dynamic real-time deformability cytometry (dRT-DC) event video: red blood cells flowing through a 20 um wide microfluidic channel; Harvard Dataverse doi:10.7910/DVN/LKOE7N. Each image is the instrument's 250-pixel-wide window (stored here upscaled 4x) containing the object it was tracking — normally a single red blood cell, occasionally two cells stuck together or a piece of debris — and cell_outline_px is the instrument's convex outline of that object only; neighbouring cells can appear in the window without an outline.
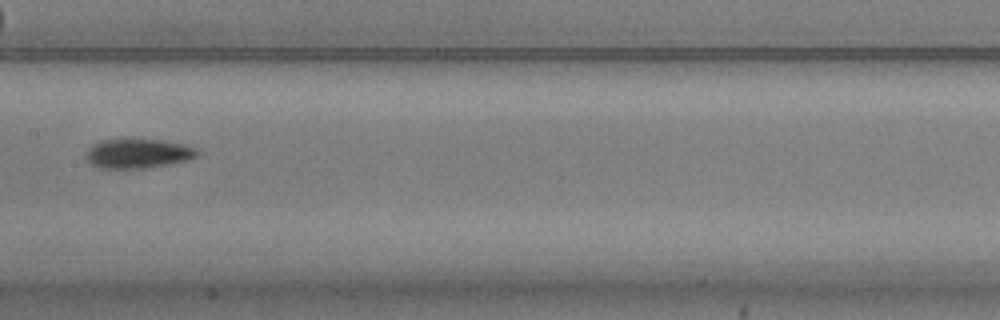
{"species": "common noctule bat (a hibernating species)", "species_latin": "Nyctalus noctula", "temperature_condition": "warm", "stored_images_in_passage": 10, "camera_frame_rate_fps": 3000, "um_per_image_px": 0.085, "animal": {"sex": "male", "body_mass_g": 20.5, "forearm_length_mm": 52.5}, "frame": {"image": 1, "passage_image": 7, "time_ms": 2.0, "image_size_px": [1000, 320], "cell_outline_px": [[200, 152], [196, 156], [188, 160], [168, 164], [144, 168], [100, 168], [92, 164], [88, 160], [88, 148], [92, 144], [100, 140], [124, 136], [160, 140], [184, 144], [196, 148]], "centroid_in_image_um": [11.72, 12.99], "position_along_channel_um": 195.7, "area_um2": 19.59}}
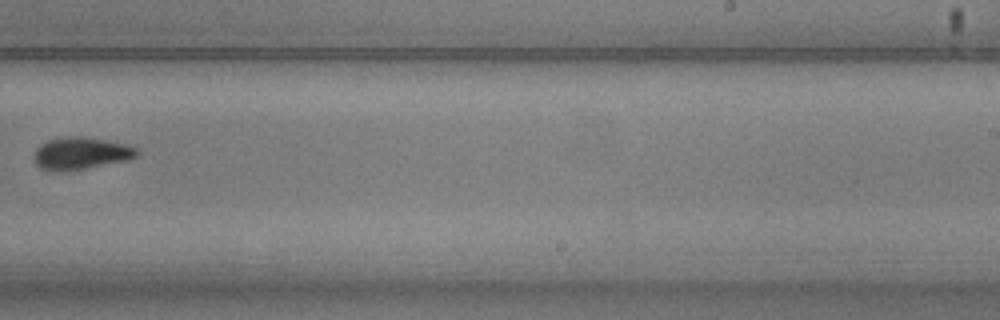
{"frame": {"image": 2, "passage_image": 9, "time_ms": 2.667, "image_size_px": [1000, 320], "cell_outline_px": [[140, 152], [136, 156], [128, 160], [84, 168], [60, 172], [48, 172], [40, 168], [36, 164], [36, 148], [40, 144], [48, 140], [68, 136], [80, 136], [104, 140], [124, 144], [136, 148]], "centroid_in_image_um": [6.85, 13.04], "position_along_channel_um": 282.2, "area_um2": 19.13}}
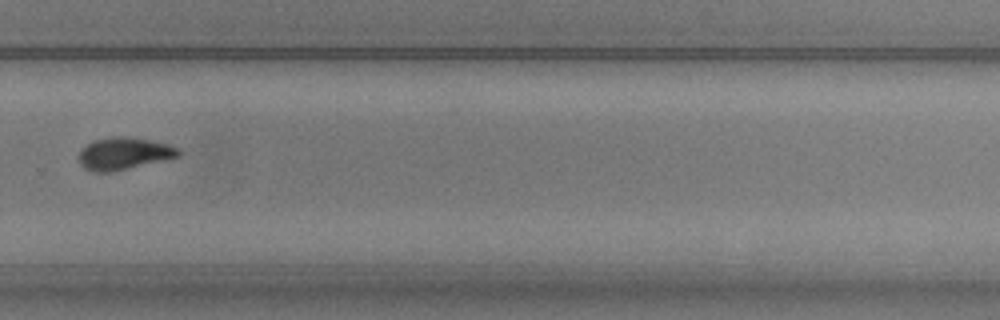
{"frame": {"image": 3, "passage_image": 10, "time_ms": 3.0, "image_size_px": [1000, 320], "cell_outline_px": [[184, 152], [180, 156], [112, 172], [96, 172], [84, 168], [80, 164], [80, 152], [88, 144], [96, 140], [112, 136], [120, 136], [152, 140], [168, 144], [180, 148]], "centroid_in_image_um": [10.6, 13.05], "position_along_channel_um": 319.2, "area_um2": 18.55}}